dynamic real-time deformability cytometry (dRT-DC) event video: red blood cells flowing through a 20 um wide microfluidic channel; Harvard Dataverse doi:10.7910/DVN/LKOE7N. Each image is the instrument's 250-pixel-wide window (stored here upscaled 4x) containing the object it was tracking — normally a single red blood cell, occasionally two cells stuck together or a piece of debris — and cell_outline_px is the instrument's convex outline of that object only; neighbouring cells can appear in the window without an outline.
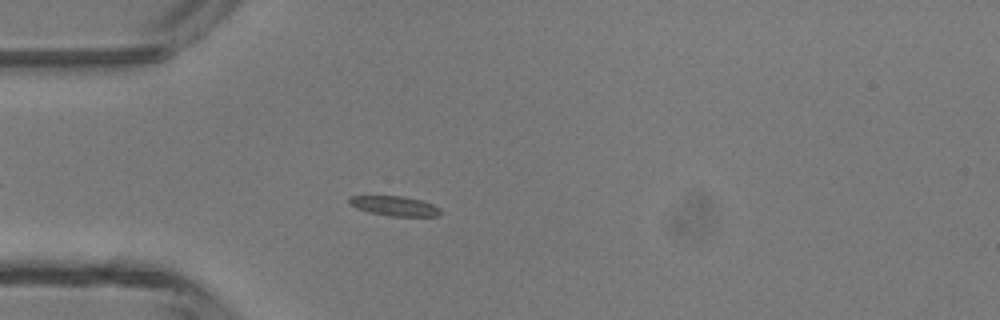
{"species": "common noctule bat (a hibernating species)", "species_latin": "Nyctalus noctula", "temperature_condition": "room temperature", "stored_images_in_passage": 42, "camera_frame_rate_fps": 3000, "um_per_image_px": 0.085, "animal": {"sex": "male", "body_mass_g": 13.3}, "frame": {"image": 1, "passage_image": 8, "time_ms": 2.333, "image_size_px": [1000, 320], "cell_outline_px": [[440, 216], [388, 216], [368, 212], [356, 208], [348, 204], [348, 196], [404, 196], [420, 200], [432, 204], [440, 208]], "centroid_in_image_um": [33.5, 17.51], "position_along_channel_um": 51.5, "area_um2": 10.58}}
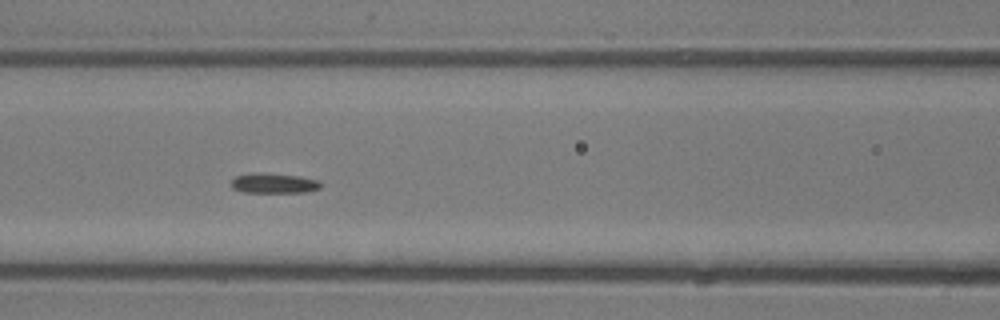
{"frame": {"image": 2, "passage_image": 15, "time_ms": 4.667, "image_size_px": [1000, 320], "cell_outline_px": [[320, 188], [304, 192], [244, 192], [232, 188], [232, 180], [236, 176], [252, 172], [260, 172], [300, 176], [320, 180]], "centroid_in_image_um": [23.27, 15.56], "position_along_channel_um": 143.3, "area_um2": 10.46}}
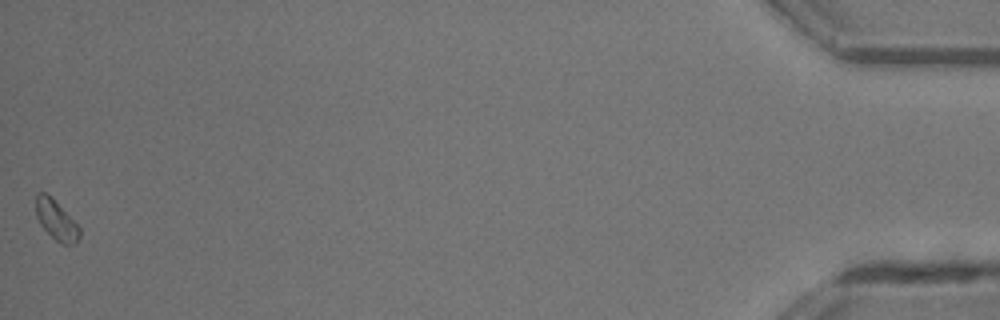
{"frame": {"image": 3, "passage_image": 42, "time_ms": 13.667, "image_size_px": [1000, 320], "cell_outline_px": [[80, 236], [72, 244], [60, 244], [40, 224], [36, 216], [36, 192], [44, 192], [52, 196], [80, 228]], "centroid_in_image_um": [4.75, 18.67], "position_along_channel_um": 430.4, "area_um2": 10.0}, "authors_computed_cell_mechanics": {"area_um2": 10.2595, "velocity_mm_per_s": 4.3364, "shape_relaxation_time_tau1_ms": 2.3945, "shape_relaxation_time_tau2_ms": null, "deformation_change_tau1": 0.0827, "deformation_change_tau2": null}}